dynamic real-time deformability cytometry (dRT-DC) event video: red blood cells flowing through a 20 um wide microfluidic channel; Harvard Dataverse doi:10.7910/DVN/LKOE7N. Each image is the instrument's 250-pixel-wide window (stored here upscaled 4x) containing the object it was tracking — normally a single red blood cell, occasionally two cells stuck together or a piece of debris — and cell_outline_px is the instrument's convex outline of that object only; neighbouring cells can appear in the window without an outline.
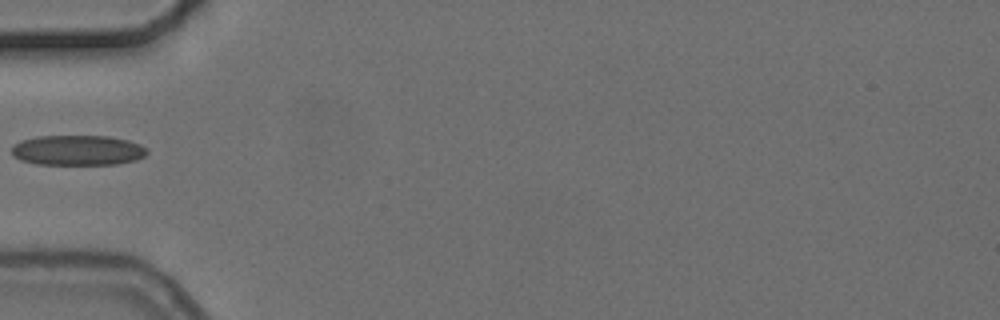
{"species": "common noctule bat (a hibernating species)", "species_latin": "Nyctalus noctula", "temperature_condition": "cold", "stored_images_in_passage": 3, "camera_frame_rate_fps": 3000, "um_per_image_px": 0.085, "animal": {"sex": "female", "body_mass_g": 24.6, "forearm_length_mm": 56.2}, "frame": {"image": 1, "passage_image": 3, "time_ms": 3.667, "image_size_px": [1000, 320], "cell_outline_px": [[148, 152], [144, 156], [136, 160], [116, 164], [36, 164], [20, 160], [12, 156], [12, 144], [20, 140], [36, 136], [108, 136], [128, 140], [140, 144], [148, 148]], "centroid_in_image_um": [6.58, 12.77], "position_along_channel_um": 78.4, "area_um2": 24.04}}